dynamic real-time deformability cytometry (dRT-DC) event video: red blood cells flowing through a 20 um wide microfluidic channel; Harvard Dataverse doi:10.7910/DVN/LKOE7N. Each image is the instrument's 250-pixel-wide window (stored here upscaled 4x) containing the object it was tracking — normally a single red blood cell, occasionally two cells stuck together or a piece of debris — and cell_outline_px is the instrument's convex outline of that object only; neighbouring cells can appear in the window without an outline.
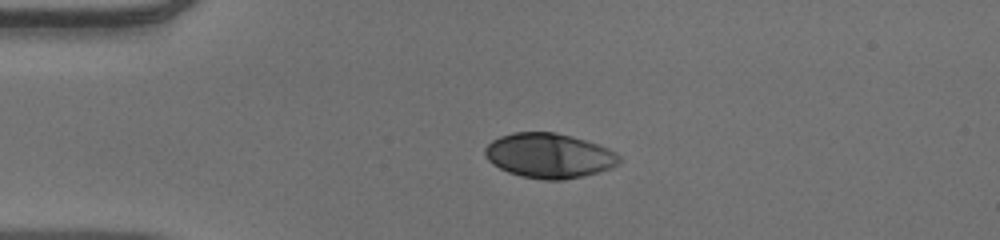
{"species": "human", "species_latin": "Homo sapiens", "temperature_condition": "warm", "stored_images_in_passage": 41, "camera_frame_rate_fps": 3000, "um_per_image_px": 0.085, "donor": {"sex": "male"}, "frame": {"image": 1, "passage_image": 1, "time_ms": 0.0, "image_size_px": [1000, 240], "cell_outline_px": [[620, 164], [612, 168], [600, 172], [584, 176], [564, 180], [544, 180], [520, 176], [508, 172], [492, 164], [484, 156], [484, 148], [492, 140], [500, 136], [512, 132], [556, 132], [572, 136], [608, 148], [616, 152], [620, 156]], "centroid_in_image_um": [46.67, 13.24], "position_along_channel_um": 38.3, "area_um2": 35.37}}
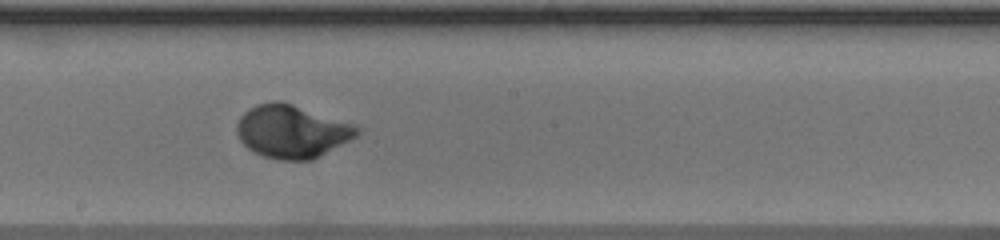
{"frame": {"image": 2, "passage_image": 18, "time_ms": 5.667, "image_size_px": [1000, 240], "cell_outline_px": [[360, 132], [356, 136], [312, 160], [276, 160], [264, 156], [248, 148], [240, 140], [236, 132], [236, 124], [240, 116], [248, 108], [256, 104], [272, 100], [280, 100], [356, 124], [360, 128]], "centroid_in_image_um": [24.79, 11.15], "position_along_channel_um": 223.4, "area_um2": 37.28}}
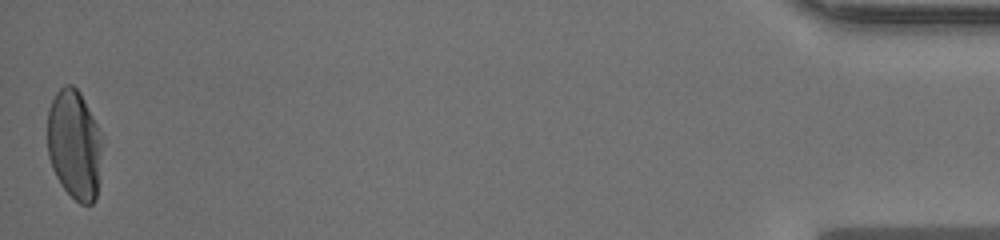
{"frame": {"image": 3, "passage_image": 41, "time_ms": 13.333, "image_size_px": [1000, 240], "cell_outline_px": [[100, 180], [96, 200], [92, 204], [80, 204], [60, 184], [52, 168], [48, 156], [48, 108], [56, 92], [64, 84], [72, 84], [80, 92], [100, 132]], "centroid_in_image_um": [6.31, 12.31], "position_along_channel_um": 428.9, "area_um2": 34.91}, "authors_computed_cell_mechanics": {"area_um2": 35.7204, "velocity_mm_per_s": 3.8957, "shape_relaxation_time_tau1_ms": 2.6447, "shape_relaxation_time_tau2_ms": null, "deformation_change_tau1": 0.1929, "deformation_change_tau2": null}}